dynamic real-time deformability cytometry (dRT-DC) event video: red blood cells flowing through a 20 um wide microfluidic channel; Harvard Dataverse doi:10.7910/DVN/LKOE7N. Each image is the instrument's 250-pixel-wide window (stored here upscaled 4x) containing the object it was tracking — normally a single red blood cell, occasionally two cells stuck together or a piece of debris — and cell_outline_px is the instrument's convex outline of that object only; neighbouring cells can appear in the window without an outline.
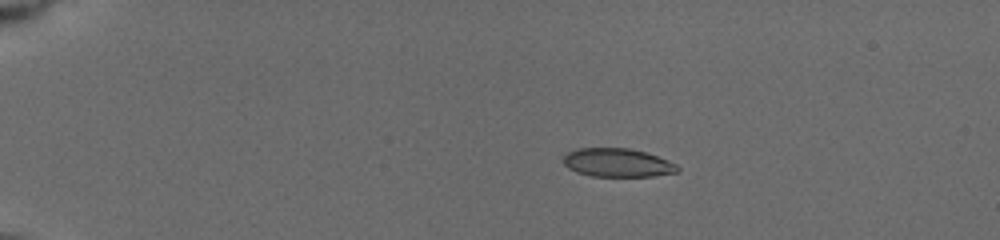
{"species": "common noctule bat (a hibernating species)", "species_latin": "Nyctalus noctula", "temperature_condition": "cold", "stored_images_in_passage": 35, "camera_frame_rate_fps": 3000, "um_per_image_px": 0.085, "animal": {"sex": "female", "body_mass_g": 19.5, "forearm_length_mm": 54.1}, "frame": {"image": 1, "passage_image": 5, "time_ms": 2.667, "image_size_px": [1000, 240], "cell_outline_px": [[680, 168], [676, 172], [652, 176], [592, 176], [568, 168], [564, 164], [564, 156], [568, 152], [576, 148], [628, 148], [644, 152], [656, 156], [676, 164]], "centroid_in_image_um": [52.47, 13.82], "position_along_channel_um": 32.5, "area_um2": 18.67}}
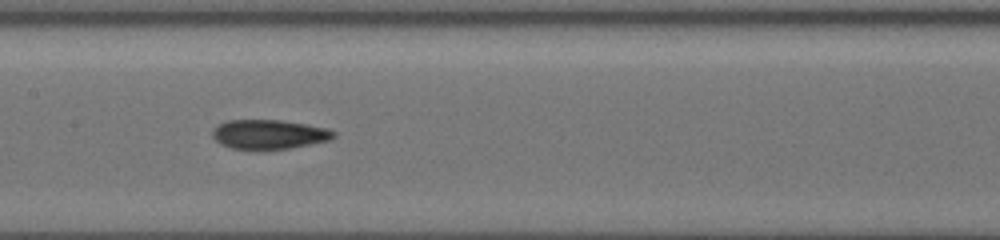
{"frame": {"image": 2, "passage_image": 18, "time_ms": 8.667, "image_size_px": [1000, 240], "cell_outline_px": [[336, 136], [328, 140], [288, 148], [232, 148], [220, 144], [212, 136], [212, 132], [220, 124], [228, 120], [280, 120], [308, 124], [324, 128], [336, 132]], "centroid_in_image_um": [22.87, 11.4], "position_along_channel_um": 184.5, "area_um2": 20.17}}
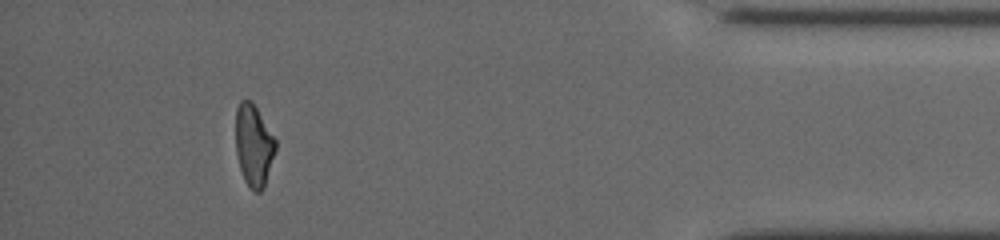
{"frame": {"image": 3, "passage_image": 31, "time_ms": 15.667, "image_size_px": [1000, 240], "cell_outline_px": [[276, 148], [264, 188], [260, 192], [252, 192], [244, 180], [240, 168], [236, 152], [236, 108], [240, 100], [252, 100], [276, 140]], "centroid_in_image_um": [21.56, 12.36], "position_along_channel_um": 413.6, "area_um2": 19.07}, "authors_computed_cell_mechanics": {"area_um2": 20.1144, "velocity_mm_per_s": 3.9199, "shape_relaxation_time_tau1_ms": null, "shape_relaxation_time_tau2_ms": 4.2607, "deformation_change_tau1": null, "deformation_change_tau2": 0.0965}}